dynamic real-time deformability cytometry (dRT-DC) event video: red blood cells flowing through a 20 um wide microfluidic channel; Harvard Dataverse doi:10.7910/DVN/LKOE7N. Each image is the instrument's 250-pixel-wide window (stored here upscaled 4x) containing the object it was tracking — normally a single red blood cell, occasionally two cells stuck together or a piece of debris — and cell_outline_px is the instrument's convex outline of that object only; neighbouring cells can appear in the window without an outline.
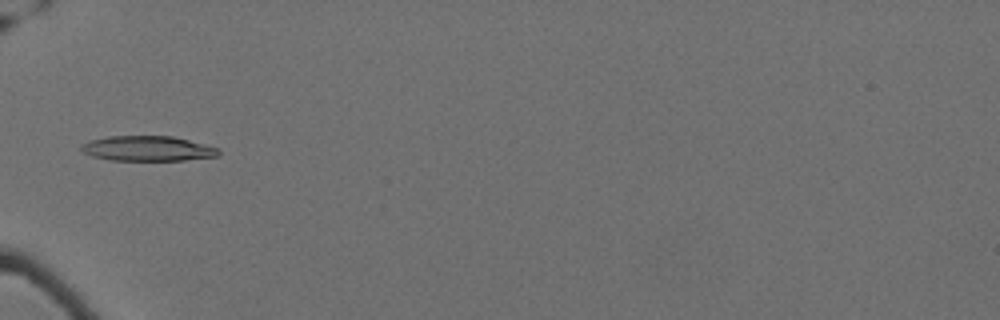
{"species": "Egyptian fruit bat (a non-hibernating species)", "species_latin": "Rousettus aegyptiacus", "temperature_condition": "cold", "stored_images_in_passage": 37, "camera_frame_rate_fps": 3000, "um_per_image_px": 0.085, "animal": {"sex": "female"}, "frame": {"image": 1, "passage_image": 1, "time_ms": 0.0, "image_size_px": [1000, 320], "cell_outline_px": [[220, 156], [184, 160], [112, 160], [92, 156], [80, 152], [80, 144], [88, 140], [108, 136], [172, 136], [220, 148]], "centroid_in_image_um": [12.52, 12.62], "position_along_channel_um": 72.5, "area_um2": 20.23}}
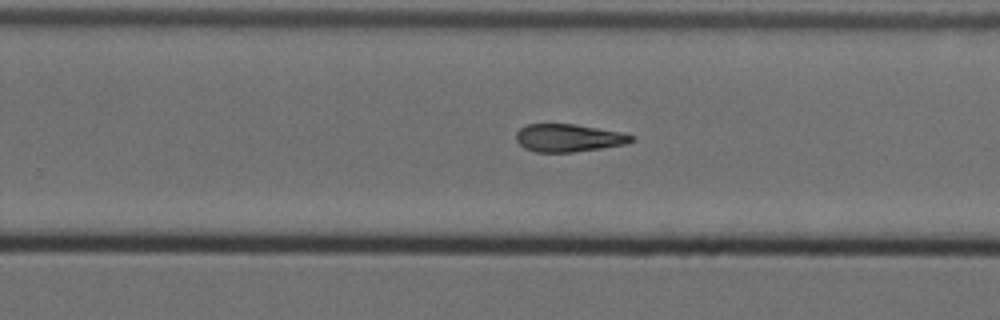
{"frame": {"image": 2, "passage_image": 19, "time_ms": 6.0, "image_size_px": [1000, 320], "cell_outline_px": [[636, 136], [628, 144], [572, 152], [536, 152], [524, 148], [516, 140], [516, 132], [520, 128], [528, 124], [576, 124], [624, 132]], "centroid_in_image_um": [48.35, 11.71], "position_along_channel_um": 281.4, "area_um2": 18.79}}
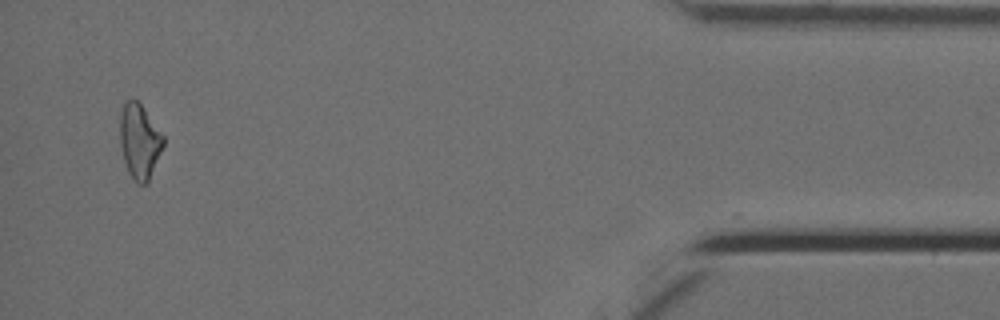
{"frame": {"image": 3, "passage_image": 36, "time_ms": 11.667, "image_size_px": [1000, 320], "cell_outline_px": [[164, 144], [148, 184], [136, 184], [128, 172], [124, 160], [120, 144], [120, 112], [124, 104], [132, 96], [140, 104], [164, 136]], "centroid_in_image_um": [11.85, 12.03], "position_along_channel_um": 423.3, "area_um2": 18.9}}